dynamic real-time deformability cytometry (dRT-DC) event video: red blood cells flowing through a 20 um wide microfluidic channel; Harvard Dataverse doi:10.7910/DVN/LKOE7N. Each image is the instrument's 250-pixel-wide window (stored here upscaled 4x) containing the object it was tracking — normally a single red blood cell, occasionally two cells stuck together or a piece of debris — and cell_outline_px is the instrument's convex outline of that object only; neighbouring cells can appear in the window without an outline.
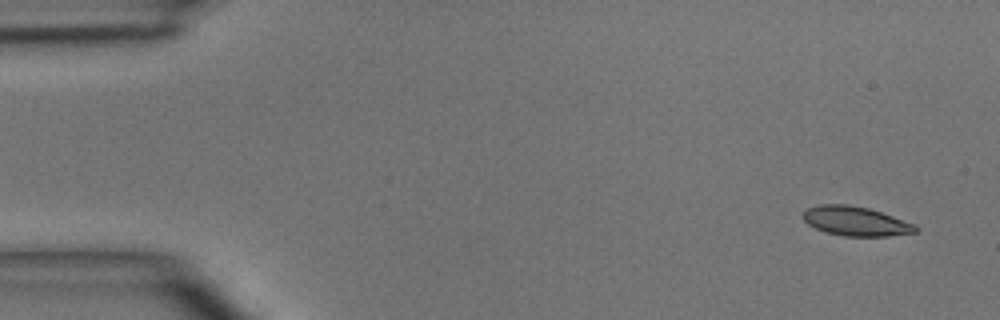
{"species": "common noctule bat (a hibernating species)", "species_latin": "Nyctalus noctula", "temperature_condition": "room temperature", "stored_images_in_passage": 4, "camera_frame_rate_fps": 3000, "um_per_image_px": 0.085, "animal": {"sex": "male", "body_mass_g": 15.6}, "frame": {"image": 1, "passage_image": 1, "time_ms": 0.0, "image_size_px": [1000, 320], "cell_outline_px": [[920, 228], [916, 232], [888, 236], [844, 236], [828, 232], [816, 228], [808, 224], [804, 220], [804, 212], [808, 208], [820, 204], [848, 204], [868, 208], [916, 224]], "centroid_in_image_um": [72.77, 18.8], "position_along_channel_um": 12.2, "area_um2": 19.07}}
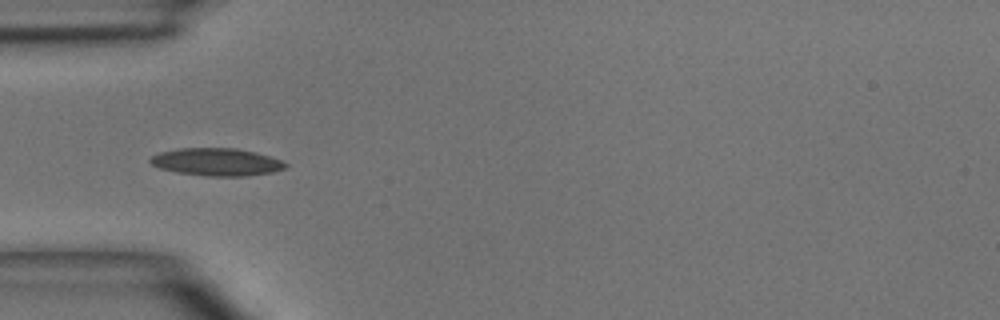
{"frame": {"image": 2, "passage_image": 4, "time_ms": 4.0, "image_size_px": [1000, 320], "cell_outline_px": [[288, 168], [272, 172], [248, 176], [208, 176], [176, 172], [160, 168], [152, 164], [148, 160], [152, 156], [160, 152], [180, 148], [236, 148], [256, 152], [280, 160], [288, 164]], "centroid_in_image_um": [18.43, 13.77], "position_along_channel_um": 66.6, "area_um2": 21.73}}